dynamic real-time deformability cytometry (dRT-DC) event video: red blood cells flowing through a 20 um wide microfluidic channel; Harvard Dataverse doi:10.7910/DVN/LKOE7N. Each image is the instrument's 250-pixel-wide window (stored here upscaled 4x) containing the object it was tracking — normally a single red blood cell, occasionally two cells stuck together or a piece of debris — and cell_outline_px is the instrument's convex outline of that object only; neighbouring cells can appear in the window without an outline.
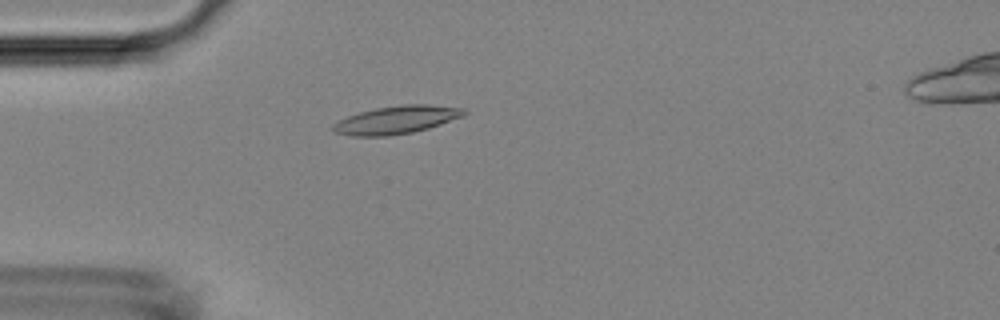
{"species": "Egyptian fruit bat (a non-hibernating species)", "species_latin": "Rousettus aegyptiacus", "temperature_condition": "room temperature", "stored_images_in_passage": 4, "camera_frame_rate_fps": 3000, "um_per_image_px": 0.085, "animal": {"sex": "female"}, "frame": {"image": 1, "passage_image": 4, "time_ms": 3.667, "image_size_px": [1000, 320], "cell_outline_px": [[468, 112], [464, 116], [428, 128], [412, 132], [388, 136], [352, 136], [332, 132], [328, 128], [332, 124], [348, 116], [360, 112], [376, 108], [400, 104], [428, 104], [464, 108]], "centroid_in_image_um": [33.67, 10.18], "position_along_channel_um": 51.3, "area_um2": 21.5}}